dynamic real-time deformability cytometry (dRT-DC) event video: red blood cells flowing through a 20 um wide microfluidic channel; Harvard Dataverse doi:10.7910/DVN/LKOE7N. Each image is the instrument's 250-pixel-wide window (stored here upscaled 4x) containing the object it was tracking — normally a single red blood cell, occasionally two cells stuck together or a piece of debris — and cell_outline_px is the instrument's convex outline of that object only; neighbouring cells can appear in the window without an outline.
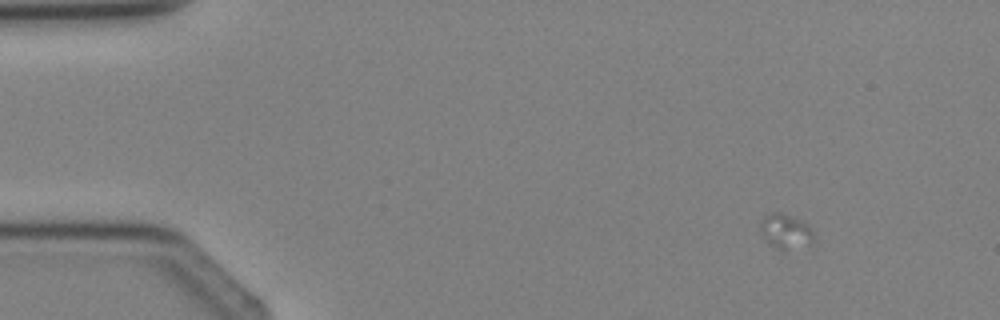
{"species": "Egyptian fruit bat (a non-hibernating species)", "species_latin": "Rousettus aegyptiacus", "temperature_condition": "cold", "stored_images_in_passage": 4, "camera_frame_rate_fps": 3000, "um_per_image_px": 0.085, "animal": {"sex": "female"}, "frame": {"image": 1, "passage_image": 1, "time_ms": 0.0, "image_size_px": [1000, 320], "cell_outline_px": [[812, 244], [784, 252], [780, 252], [764, 240], [760, 228], [760, 224], [764, 216], [768, 212], [780, 212], [804, 220], [808, 224], [812, 236]], "centroid_in_image_um": [66.75, 19.69], "position_along_channel_um": 18.2, "area_um2": 11.21}}